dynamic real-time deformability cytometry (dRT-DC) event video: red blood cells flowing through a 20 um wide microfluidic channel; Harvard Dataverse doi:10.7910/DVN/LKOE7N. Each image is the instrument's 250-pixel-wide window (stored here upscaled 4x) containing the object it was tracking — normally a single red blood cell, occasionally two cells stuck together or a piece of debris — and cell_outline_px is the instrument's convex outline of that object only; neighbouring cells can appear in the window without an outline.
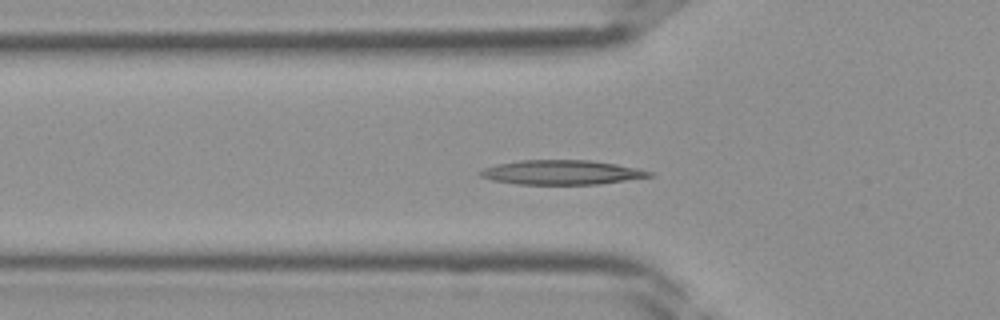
{"species": "Egyptian fruit bat (a non-hibernating species)", "species_latin": "Rousettus aegyptiacus", "temperature_condition": "room temperature", "stored_images_in_passage": 41, "camera_frame_rate_fps": 3000, "um_per_image_px": 0.085, "frame": {"image": 1, "passage_image": 14, "time_ms": 4.333, "image_size_px": [1000, 320], "cell_outline_px": [[656, 176], [600, 184], [516, 184], [492, 180], [480, 176], [476, 172], [484, 168], [496, 164], [520, 160], [592, 160], [616, 164], [636, 168], [652, 172]], "centroid_in_image_um": [47.73, 14.65], "position_along_channel_um": 78.1, "area_um2": 24.22}}
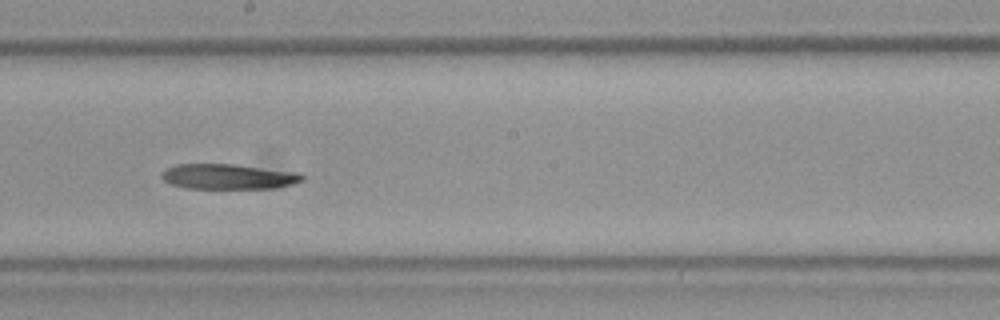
{"frame": {"image": 2, "passage_image": 23, "time_ms": 7.333, "image_size_px": [1000, 320], "cell_outline_px": [[308, 176], [304, 180], [292, 184], [276, 188], [188, 188], [172, 184], [164, 180], [160, 176], [160, 172], [176, 164], [236, 164], [300, 172]], "centroid_in_image_um": [19.48, 15.0], "position_along_channel_um": 228.7, "area_um2": 20.87}}
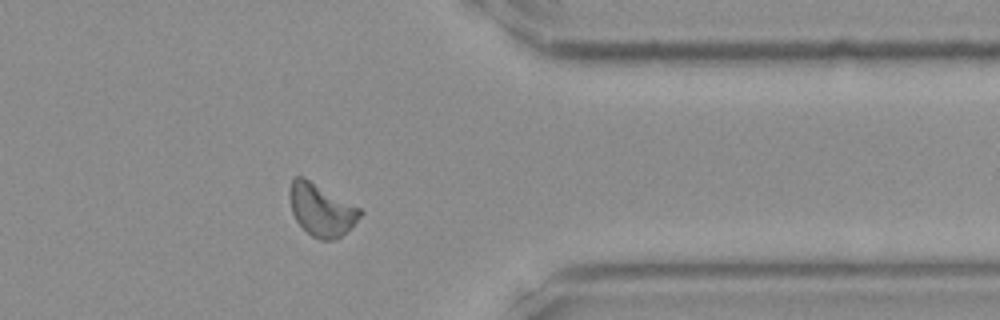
{"frame": {"image": 3, "passage_image": 33, "time_ms": 10.667, "image_size_px": [1000, 320], "cell_outline_px": [[364, 212], [336, 240], [320, 240], [312, 236], [296, 220], [292, 212], [288, 196], [288, 188], [292, 180], [296, 176], [304, 176], [360, 208]], "centroid_in_image_um": [27.27, 17.8], "position_along_channel_um": 384.1, "area_um2": 21.33}}